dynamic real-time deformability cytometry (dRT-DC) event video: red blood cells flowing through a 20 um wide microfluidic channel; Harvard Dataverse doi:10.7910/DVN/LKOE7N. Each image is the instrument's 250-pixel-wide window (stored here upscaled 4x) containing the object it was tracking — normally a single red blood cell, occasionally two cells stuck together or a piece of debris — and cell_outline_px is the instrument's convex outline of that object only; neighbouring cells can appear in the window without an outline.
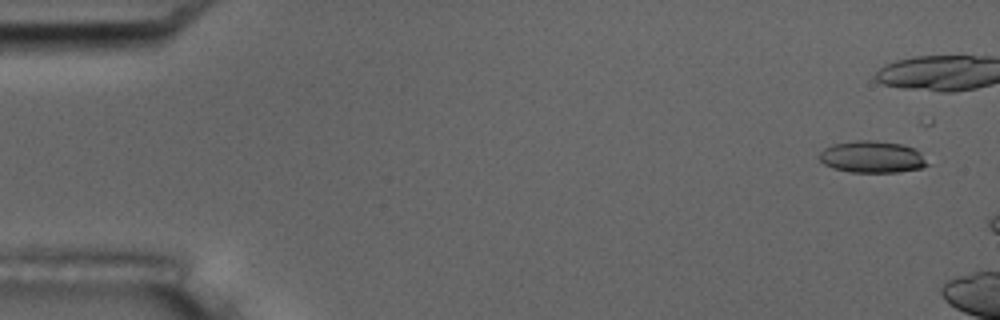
{"species": "common noctule bat (a hibernating species)", "species_latin": "Nyctalus noctula", "temperature_condition": "room temperature", "stored_images_in_passage": 3, "camera_frame_rate_fps": 3000, "um_per_image_px": 0.085, "animal": {"sex": "male", "body_mass_g": 17.5, "forearm_length_mm": 52.3}, "frame": {"image": 1, "passage_image": 1, "time_ms": 0.0, "image_size_px": [1000, 320], "cell_outline_px": [[928, 164], [920, 168], [896, 172], [852, 172], [832, 168], [824, 164], [816, 156], [824, 148], [832, 144], [856, 140], [876, 140], [900, 144], [916, 148], [920, 152]], "centroid_in_image_um": [74.09, 13.33], "position_along_channel_um": 10.9, "area_um2": 20.11}}